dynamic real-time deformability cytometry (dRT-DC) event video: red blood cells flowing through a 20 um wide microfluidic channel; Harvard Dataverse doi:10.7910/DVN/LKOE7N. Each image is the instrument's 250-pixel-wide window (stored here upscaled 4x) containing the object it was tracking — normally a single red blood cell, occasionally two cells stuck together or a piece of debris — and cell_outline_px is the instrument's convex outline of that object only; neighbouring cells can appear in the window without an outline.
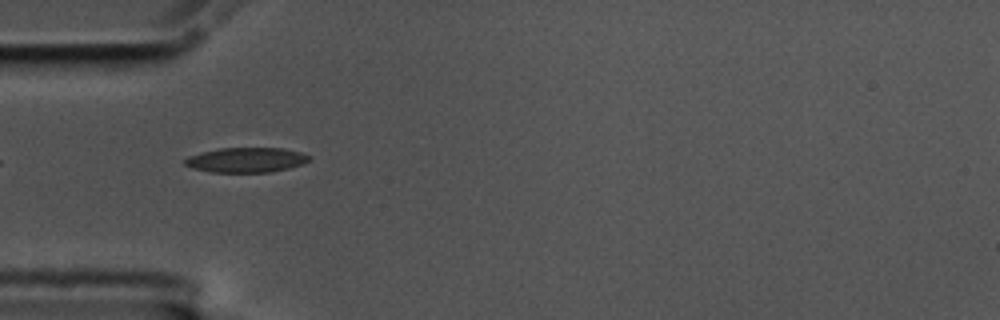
{"species": "common noctule bat (a hibernating species)", "species_latin": "Nyctalus noctula", "temperature_condition": "cold", "stored_images_in_passage": 41, "segment_of_instrument_passage": [1, 2], "camera_frame_rate_fps": 3000, "um_per_image_px": 0.085, "animal": {"sex": "male", "body_mass_g": 17.5, "forearm_length_mm": 52.3}, "frame": {"image": 1, "passage_image": 1, "time_ms": 0.0, "image_size_px": [1000, 320], "cell_outline_px": [[312, 160], [304, 164], [288, 168], [268, 172], [212, 172], [192, 168], [184, 164], [184, 160], [188, 156], [200, 152], [220, 148], [284, 148], [300, 152], [312, 156]], "centroid_in_image_um": [20.96, 13.59], "position_along_channel_um": 64.0, "area_um2": 18.15}}
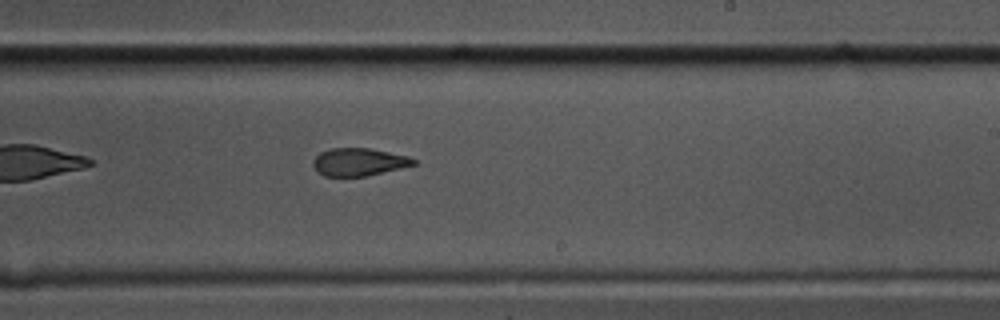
{"frame": {"image": 2, "passage_image": 18, "time_ms": 5.667, "image_size_px": [1000, 320], "cell_outline_px": [[416, 164], [400, 168], [364, 176], [324, 176], [312, 164], [312, 160], [320, 152], [328, 148], [368, 148], [408, 156], [416, 160]], "centroid_in_image_um": [30.48, 13.75], "position_along_channel_um": 258.5, "area_um2": 16.01}}